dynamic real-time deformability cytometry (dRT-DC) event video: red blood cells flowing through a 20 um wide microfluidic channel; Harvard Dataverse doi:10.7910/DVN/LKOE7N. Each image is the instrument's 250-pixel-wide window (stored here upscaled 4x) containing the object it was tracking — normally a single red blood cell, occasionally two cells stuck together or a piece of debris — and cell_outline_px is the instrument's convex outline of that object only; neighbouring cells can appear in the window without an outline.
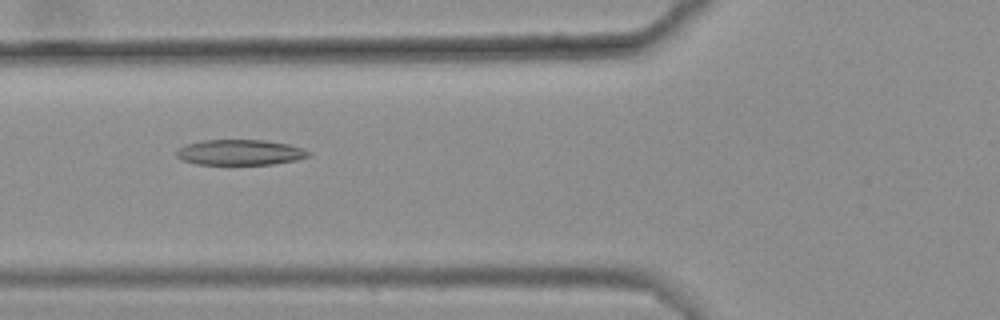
{"species": "common noctule bat (a hibernating species)", "species_latin": "Nyctalus noctula", "temperature_condition": "warm", "stored_images_in_passage": 8, "camera_frame_rate_fps": 3000, "um_per_image_px": 0.085, "animal": {"sex": "female", "body_mass_g": 25.1}, "frame": {"image": 1, "passage_image": 5, "time_ms": 1.333, "image_size_px": [1000, 320], "cell_outline_px": [[308, 156], [296, 160], [272, 164], [196, 164], [180, 160], [176, 156], [176, 152], [180, 148], [188, 144], [204, 140], [264, 140], [288, 144], [304, 148], [308, 152]], "centroid_in_image_um": [20.38, 12.95], "position_along_channel_um": 105.4, "area_um2": 19.42}}
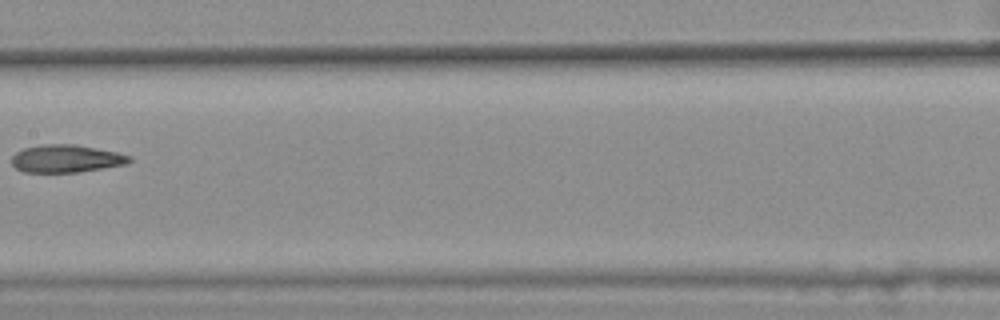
{"frame": {"image": 2, "passage_image": 7, "time_ms": 2.0, "image_size_px": [1000, 320], "cell_outline_px": [[132, 160], [128, 164], [76, 172], [24, 172], [16, 168], [12, 164], [12, 156], [16, 152], [24, 148], [44, 144], [72, 144], [96, 148], [116, 152], [132, 156]], "centroid_in_image_um": [5.63, 13.48], "position_along_channel_um": 201.8, "area_um2": 18.9}}
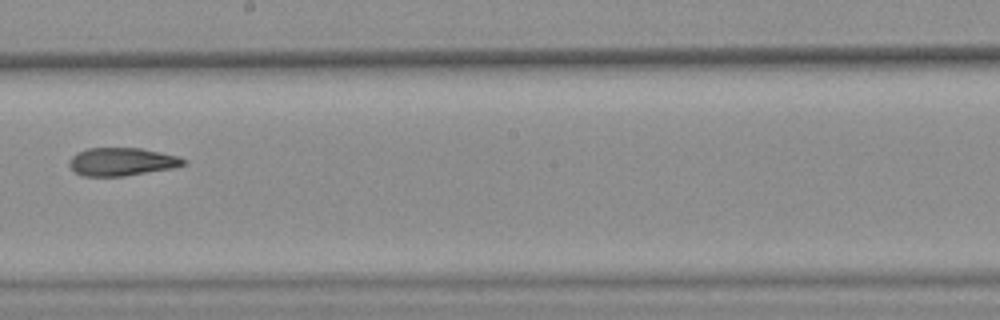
{"frame": {"image": 3, "passage_image": 8, "time_ms": 2.333, "image_size_px": [1000, 320], "cell_outline_px": [[188, 164], [172, 168], [124, 176], [84, 176], [76, 172], [68, 164], [68, 160], [76, 152], [88, 148], [140, 148], [180, 156], [188, 160]], "centroid_in_image_um": [10.38, 13.74], "position_along_channel_um": 237.8, "area_um2": 18.79}}